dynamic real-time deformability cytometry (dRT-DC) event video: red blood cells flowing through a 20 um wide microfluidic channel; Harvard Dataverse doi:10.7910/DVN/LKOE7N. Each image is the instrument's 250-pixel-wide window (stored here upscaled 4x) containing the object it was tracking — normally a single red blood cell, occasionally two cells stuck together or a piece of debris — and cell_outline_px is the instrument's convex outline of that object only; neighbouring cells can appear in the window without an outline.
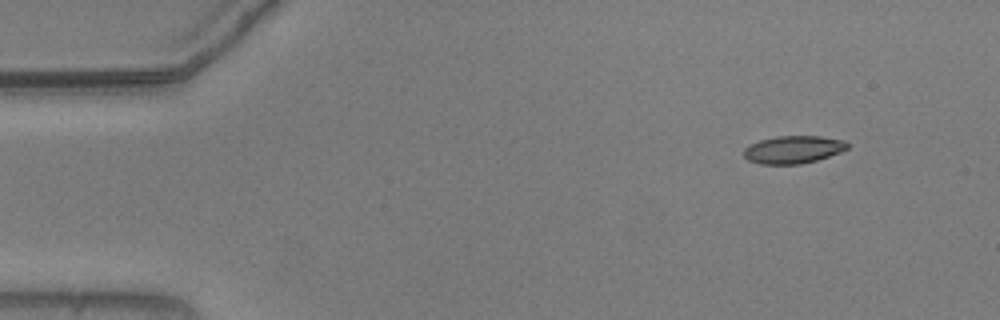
{"species": "common noctule bat (a hibernating species)", "species_latin": "Nyctalus noctula", "temperature_condition": "warm", "stored_images_in_passage": 50, "camera_frame_rate_fps": 3000, "um_per_image_px": 0.085, "animal": {"sex": "male", "body_mass_g": 20.5, "forearm_length_mm": 52.5}, "frame": {"image": 1, "passage_image": 1, "time_ms": 0.0, "image_size_px": [1000, 320], "cell_outline_px": [[848, 148], [840, 152], [816, 160], [800, 164], [760, 164], [748, 160], [744, 156], [744, 148], [760, 140], [776, 136], [820, 136], [844, 140], [848, 144]], "centroid_in_image_um": [67.42, 12.71], "position_along_channel_um": 17.6, "area_um2": 16.59}}
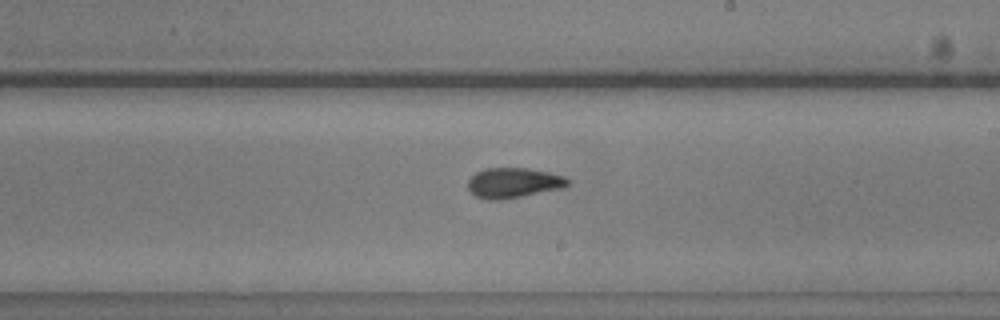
{"frame": {"image": 2, "passage_image": 27, "time_ms": 8.667, "image_size_px": [1000, 320], "cell_outline_px": [[572, 180], [564, 188], [524, 196], [500, 200], [488, 200], [476, 196], [468, 188], [468, 180], [476, 172], [484, 168], [528, 168], [548, 172], [564, 176]], "centroid_in_image_um": [43.67, 15.54], "position_along_channel_um": 245.3, "area_um2": 17.69}}
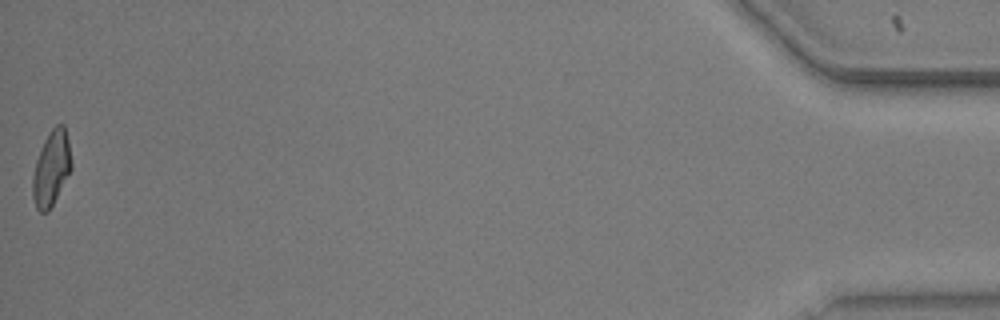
{"frame": {"image": 3, "passage_image": 50, "time_ms": 16.333, "image_size_px": [1000, 320], "cell_outline_px": [[72, 168], [48, 212], [40, 212], [36, 208], [32, 196], [32, 176], [36, 160], [44, 140], [52, 128], [56, 124], [64, 124], [68, 140], [72, 160]], "centroid_in_image_um": [4.36, 14.3], "position_along_channel_um": 430.8, "area_um2": 16.88}, "authors_computed_cell_mechanics": {"area_um2": 17.051, "velocity_mm_per_s": 3.714, "shape_relaxation_time_tau1_ms": 4.6141, "shape_relaxation_time_tau2_ms": 2.7811, "deformation_change_tau1": 0.1511, "deformation_change_tau2": 0.098}}